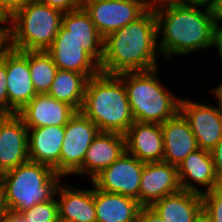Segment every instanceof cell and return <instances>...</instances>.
Wrapping results in <instances>:
<instances>
[{"instance_id":"cb8c5ba5","label":"cell","mask_w":222,"mask_h":222,"mask_svg":"<svg viewBox=\"0 0 222 222\" xmlns=\"http://www.w3.org/2000/svg\"><path fill=\"white\" fill-rule=\"evenodd\" d=\"M150 207L166 222H194L203 208L202 195L181 189L155 201Z\"/></svg>"},{"instance_id":"3957f363","label":"cell","mask_w":222,"mask_h":222,"mask_svg":"<svg viewBox=\"0 0 222 222\" xmlns=\"http://www.w3.org/2000/svg\"><path fill=\"white\" fill-rule=\"evenodd\" d=\"M81 112L100 132L125 134L135 122L123 81L100 73L88 79Z\"/></svg>"},{"instance_id":"f35d334b","label":"cell","mask_w":222,"mask_h":222,"mask_svg":"<svg viewBox=\"0 0 222 222\" xmlns=\"http://www.w3.org/2000/svg\"><path fill=\"white\" fill-rule=\"evenodd\" d=\"M214 92V96L216 95V99L218 100V106L222 111V83L219 84L215 89L211 90Z\"/></svg>"},{"instance_id":"ffe728a7","label":"cell","mask_w":222,"mask_h":222,"mask_svg":"<svg viewBox=\"0 0 222 222\" xmlns=\"http://www.w3.org/2000/svg\"><path fill=\"white\" fill-rule=\"evenodd\" d=\"M177 168L182 190L202 195L215 188L217 171L210 151L201 148L196 149ZM192 182L200 186H206V191L199 190Z\"/></svg>"},{"instance_id":"b9f144b4","label":"cell","mask_w":222,"mask_h":222,"mask_svg":"<svg viewBox=\"0 0 222 222\" xmlns=\"http://www.w3.org/2000/svg\"><path fill=\"white\" fill-rule=\"evenodd\" d=\"M150 6L158 3V2H163V1H167V0H145Z\"/></svg>"},{"instance_id":"e0dca14e","label":"cell","mask_w":222,"mask_h":222,"mask_svg":"<svg viewBox=\"0 0 222 222\" xmlns=\"http://www.w3.org/2000/svg\"><path fill=\"white\" fill-rule=\"evenodd\" d=\"M160 125L164 146L163 161L178 167L191 152L198 149L195 135L180 111Z\"/></svg>"},{"instance_id":"9a60e30c","label":"cell","mask_w":222,"mask_h":222,"mask_svg":"<svg viewBox=\"0 0 222 222\" xmlns=\"http://www.w3.org/2000/svg\"><path fill=\"white\" fill-rule=\"evenodd\" d=\"M126 152L125 135L117 132H99L86 151L83 165L74 173L87 174L90 181Z\"/></svg>"},{"instance_id":"60d3db41","label":"cell","mask_w":222,"mask_h":222,"mask_svg":"<svg viewBox=\"0 0 222 222\" xmlns=\"http://www.w3.org/2000/svg\"><path fill=\"white\" fill-rule=\"evenodd\" d=\"M215 190L222 192V168L217 171V180L215 184Z\"/></svg>"},{"instance_id":"7a4b0ae2","label":"cell","mask_w":222,"mask_h":222,"mask_svg":"<svg viewBox=\"0 0 222 222\" xmlns=\"http://www.w3.org/2000/svg\"><path fill=\"white\" fill-rule=\"evenodd\" d=\"M157 39L156 16L150 6L135 21L104 38L101 73L119 75L158 68Z\"/></svg>"},{"instance_id":"ee69618b","label":"cell","mask_w":222,"mask_h":222,"mask_svg":"<svg viewBox=\"0 0 222 222\" xmlns=\"http://www.w3.org/2000/svg\"><path fill=\"white\" fill-rule=\"evenodd\" d=\"M19 222H28V220L19 213Z\"/></svg>"},{"instance_id":"4dcf8cb0","label":"cell","mask_w":222,"mask_h":222,"mask_svg":"<svg viewBox=\"0 0 222 222\" xmlns=\"http://www.w3.org/2000/svg\"><path fill=\"white\" fill-rule=\"evenodd\" d=\"M138 222H166L164 219L160 217V215L154 211L150 206H142L139 216Z\"/></svg>"},{"instance_id":"5bb4252c","label":"cell","mask_w":222,"mask_h":222,"mask_svg":"<svg viewBox=\"0 0 222 222\" xmlns=\"http://www.w3.org/2000/svg\"><path fill=\"white\" fill-rule=\"evenodd\" d=\"M181 190L178 168L164 161L144 163L139 203L151 206L155 201Z\"/></svg>"},{"instance_id":"d4e9b609","label":"cell","mask_w":222,"mask_h":222,"mask_svg":"<svg viewBox=\"0 0 222 222\" xmlns=\"http://www.w3.org/2000/svg\"><path fill=\"white\" fill-rule=\"evenodd\" d=\"M87 81L81 73L58 69L47 94L81 111Z\"/></svg>"},{"instance_id":"52a82bcc","label":"cell","mask_w":222,"mask_h":222,"mask_svg":"<svg viewBox=\"0 0 222 222\" xmlns=\"http://www.w3.org/2000/svg\"><path fill=\"white\" fill-rule=\"evenodd\" d=\"M82 7L105 38L135 21L150 5L145 0H83Z\"/></svg>"},{"instance_id":"9c48e42d","label":"cell","mask_w":222,"mask_h":222,"mask_svg":"<svg viewBox=\"0 0 222 222\" xmlns=\"http://www.w3.org/2000/svg\"><path fill=\"white\" fill-rule=\"evenodd\" d=\"M144 162L125 152L109 167L96 175L91 183L99 190L118 193L139 202L140 180Z\"/></svg>"},{"instance_id":"603a6c76","label":"cell","mask_w":222,"mask_h":222,"mask_svg":"<svg viewBox=\"0 0 222 222\" xmlns=\"http://www.w3.org/2000/svg\"><path fill=\"white\" fill-rule=\"evenodd\" d=\"M62 25L81 44L80 46L101 64L104 38L98 32L85 9L80 7L73 11L64 12Z\"/></svg>"},{"instance_id":"44dd1931","label":"cell","mask_w":222,"mask_h":222,"mask_svg":"<svg viewBox=\"0 0 222 222\" xmlns=\"http://www.w3.org/2000/svg\"><path fill=\"white\" fill-rule=\"evenodd\" d=\"M93 188L96 222H138L142 205L136 199Z\"/></svg>"},{"instance_id":"1f68e13d","label":"cell","mask_w":222,"mask_h":222,"mask_svg":"<svg viewBox=\"0 0 222 222\" xmlns=\"http://www.w3.org/2000/svg\"><path fill=\"white\" fill-rule=\"evenodd\" d=\"M30 0H0V7L10 17L16 10L22 8Z\"/></svg>"},{"instance_id":"7c38bea8","label":"cell","mask_w":222,"mask_h":222,"mask_svg":"<svg viewBox=\"0 0 222 222\" xmlns=\"http://www.w3.org/2000/svg\"><path fill=\"white\" fill-rule=\"evenodd\" d=\"M62 25L52 45L46 50L59 70L75 71L87 79L101 73L100 64Z\"/></svg>"},{"instance_id":"74e56055","label":"cell","mask_w":222,"mask_h":222,"mask_svg":"<svg viewBox=\"0 0 222 222\" xmlns=\"http://www.w3.org/2000/svg\"><path fill=\"white\" fill-rule=\"evenodd\" d=\"M0 222H19V213L7 211L6 215L0 220Z\"/></svg>"},{"instance_id":"7402d4cb","label":"cell","mask_w":222,"mask_h":222,"mask_svg":"<svg viewBox=\"0 0 222 222\" xmlns=\"http://www.w3.org/2000/svg\"><path fill=\"white\" fill-rule=\"evenodd\" d=\"M58 186L56 196L58 217L75 222H96L94 189Z\"/></svg>"},{"instance_id":"8fae6325","label":"cell","mask_w":222,"mask_h":222,"mask_svg":"<svg viewBox=\"0 0 222 222\" xmlns=\"http://www.w3.org/2000/svg\"><path fill=\"white\" fill-rule=\"evenodd\" d=\"M6 73L9 116L18 114L36 95L29 71L27 51L6 45Z\"/></svg>"},{"instance_id":"ac0fdd59","label":"cell","mask_w":222,"mask_h":222,"mask_svg":"<svg viewBox=\"0 0 222 222\" xmlns=\"http://www.w3.org/2000/svg\"><path fill=\"white\" fill-rule=\"evenodd\" d=\"M125 135L126 152L144 163L163 161L161 125L135 121Z\"/></svg>"},{"instance_id":"2e32d148","label":"cell","mask_w":222,"mask_h":222,"mask_svg":"<svg viewBox=\"0 0 222 222\" xmlns=\"http://www.w3.org/2000/svg\"><path fill=\"white\" fill-rule=\"evenodd\" d=\"M77 111L48 94H37L19 113L27 128L65 126Z\"/></svg>"},{"instance_id":"5b68a950","label":"cell","mask_w":222,"mask_h":222,"mask_svg":"<svg viewBox=\"0 0 222 222\" xmlns=\"http://www.w3.org/2000/svg\"><path fill=\"white\" fill-rule=\"evenodd\" d=\"M157 70L117 75L124 83L132 116L137 122L162 124L180 111L181 98L159 82Z\"/></svg>"},{"instance_id":"f1b7e54d","label":"cell","mask_w":222,"mask_h":222,"mask_svg":"<svg viewBox=\"0 0 222 222\" xmlns=\"http://www.w3.org/2000/svg\"><path fill=\"white\" fill-rule=\"evenodd\" d=\"M0 115L9 116L6 73V46L0 52Z\"/></svg>"},{"instance_id":"8992f818","label":"cell","mask_w":222,"mask_h":222,"mask_svg":"<svg viewBox=\"0 0 222 222\" xmlns=\"http://www.w3.org/2000/svg\"><path fill=\"white\" fill-rule=\"evenodd\" d=\"M63 12L37 0L9 17L7 45L20 51H46L62 26Z\"/></svg>"},{"instance_id":"484cf974","label":"cell","mask_w":222,"mask_h":222,"mask_svg":"<svg viewBox=\"0 0 222 222\" xmlns=\"http://www.w3.org/2000/svg\"><path fill=\"white\" fill-rule=\"evenodd\" d=\"M29 71L37 94H47L58 70L47 51H27Z\"/></svg>"},{"instance_id":"6da1fadb","label":"cell","mask_w":222,"mask_h":222,"mask_svg":"<svg viewBox=\"0 0 222 222\" xmlns=\"http://www.w3.org/2000/svg\"><path fill=\"white\" fill-rule=\"evenodd\" d=\"M151 6L156 16L157 34L161 36L158 50L167 61L174 55H190L213 47L215 20L210 7L186 5L173 0Z\"/></svg>"},{"instance_id":"8d00e7d4","label":"cell","mask_w":222,"mask_h":222,"mask_svg":"<svg viewBox=\"0 0 222 222\" xmlns=\"http://www.w3.org/2000/svg\"><path fill=\"white\" fill-rule=\"evenodd\" d=\"M194 222H214L212 217L207 213V211L202 208L196 215Z\"/></svg>"},{"instance_id":"ab89813d","label":"cell","mask_w":222,"mask_h":222,"mask_svg":"<svg viewBox=\"0 0 222 222\" xmlns=\"http://www.w3.org/2000/svg\"><path fill=\"white\" fill-rule=\"evenodd\" d=\"M6 207L4 203V194H3V188L0 184V220L6 215Z\"/></svg>"},{"instance_id":"ba28073f","label":"cell","mask_w":222,"mask_h":222,"mask_svg":"<svg viewBox=\"0 0 222 222\" xmlns=\"http://www.w3.org/2000/svg\"><path fill=\"white\" fill-rule=\"evenodd\" d=\"M99 132L98 127L81 111L69 119L60 153V175L74 174L83 165L86 151Z\"/></svg>"},{"instance_id":"4fadbf2b","label":"cell","mask_w":222,"mask_h":222,"mask_svg":"<svg viewBox=\"0 0 222 222\" xmlns=\"http://www.w3.org/2000/svg\"><path fill=\"white\" fill-rule=\"evenodd\" d=\"M29 161L28 128L14 114L0 115V175Z\"/></svg>"},{"instance_id":"d6a6232c","label":"cell","mask_w":222,"mask_h":222,"mask_svg":"<svg viewBox=\"0 0 222 222\" xmlns=\"http://www.w3.org/2000/svg\"><path fill=\"white\" fill-rule=\"evenodd\" d=\"M219 22L222 23V21H215L213 46L217 47V53L222 60V24L220 25Z\"/></svg>"},{"instance_id":"d590c367","label":"cell","mask_w":222,"mask_h":222,"mask_svg":"<svg viewBox=\"0 0 222 222\" xmlns=\"http://www.w3.org/2000/svg\"><path fill=\"white\" fill-rule=\"evenodd\" d=\"M177 3L186 4V5H202L210 7L214 0H173Z\"/></svg>"},{"instance_id":"30bf717a","label":"cell","mask_w":222,"mask_h":222,"mask_svg":"<svg viewBox=\"0 0 222 222\" xmlns=\"http://www.w3.org/2000/svg\"><path fill=\"white\" fill-rule=\"evenodd\" d=\"M180 112L188 121L198 148L211 151L222 140V111L218 105L181 98Z\"/></svg>"},{"instance_id":"f546056e","label":"cell","mask_w":222,"mask_h":222,"mask_svg":"<svg viewBox=\"0 0 222 222\" xmlns=\"http://www.w3.org/2000/svg\"><path fill=\"white\" fill-rule=\"evenodd\" d=\"M50 7L56 8L64 12H69L82 7L83 0H37Z\"/></svg>"},{"instance_id":"83f0119b","label":"cell","mask_w":222,"mask_h":222,"mask_svg":"<svg viewBox=\"0 0 222 222\" xmlns=\"http://www.w3.org/2000/svg\"><path fill=\"white\" fill-rule=\"evenodd\" d=\"M203 208L214 222H222V192L215 189L202 194Z\"/></svg>"},{"instance_id":"277c9868","label":"cell","mask_w":222,"mask_h":222,"mask_svg":"<svg viewBox=\"0 0 222 222\" xmlns=\"http://www.w3.org/2000/svg\"><path fill=\"white\" fill-rule=\"evenodd\" d=\"M62 175L47 165L27 161L0 175L7 211L21 213L56 196Z\"/></svg>"},{"instance_id":"836d02e7","label":"cell","mask_w":222,"mask_h":222,"mask_svg":"<svg viewBox=\"0 0 222 222\" xmlns=\"http://www.w3.org/2000/svg\"><path fill=\"white\" fill-rule=\"evenodd\" d=\"M216 171L222 168V140L210 151Z\"/></svg>"},{"instance_id":"e575fe53","label":"cell","mask_w":222,"mask_h":222,"mask_svg":"<svg viewBox=\"0 0 222 222\" xmlns=\"http://www.w3.org/2000/svg\"><path fill=\"white\" fill-rule=\"evenodd\" d=\"M210 10L215 21H222V0H214Z\"/></svg>"},{"instance_id":"d6986e66","label":"cell","mask_w":222,"mask_h":222,"mask_svg":"<svg viewBox=\"0 0 222 222\" xmlns=\"http://www.w3.org/2000/svg\"><path fill=\"white\" fill-rule=\"evenodd\" d=\"M65 126L28 128L29 160L47 165L60 174V153Z\"/></svg>"},{"instance_id":"7bdbcfd3","label":"cell","mask_w":222,"mask_h":222,"mask_svg":"<svg viewBox=\"0 0 222 222\" xmlns=\"http://www.w3.org/2000/svg\"><path fill=\"white\" fill-rule=\"evenodd\" d=\"M56 222H75V221H70V220H67V219H64V218H59L57 219Z\"/></svg>"},{"instance_id":"4316f807","label":"cell","mask_w":222,"mask_h":222,"mask_svg":"<svg viewBox=\"0 0 222 222\" xmlns=\"http://www.w3.org/2000/svg\"><path fill=\"white\" fill-rule=\"evenodd\" d=\"M28 222H56L58 219V204L56 197L39 203L20 213Z\"/></svg>"}]
</instances>
